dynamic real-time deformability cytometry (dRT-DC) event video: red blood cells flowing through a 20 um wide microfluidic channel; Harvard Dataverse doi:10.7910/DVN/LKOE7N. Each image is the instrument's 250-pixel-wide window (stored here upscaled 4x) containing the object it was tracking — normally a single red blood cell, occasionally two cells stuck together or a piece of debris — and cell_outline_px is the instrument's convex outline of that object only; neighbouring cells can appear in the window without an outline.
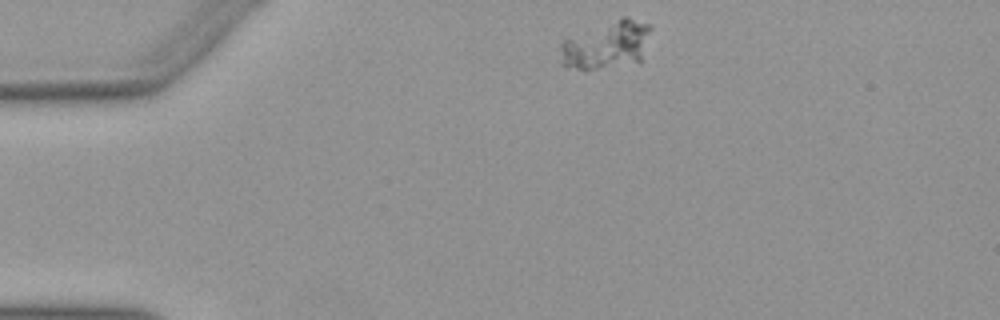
{"species": "Egyptian fruit bat (a non-hibernating species)", "species_latin": "Rousettus aegyptiacus", "temperature_condition": "warm", "stored_images_in_passage": 45, "camera_frame_rate_fps": 3000, "um_per_image_px": 0.085, "animal": {"sex": "female"}, "frame": {"image": 1, "passage_image": 1, "time_ms": 0.0, "image_size_px": [1000, 320], "cell_outline_px": [[652, 28], [640, 60], [596, 68], [576, 68], [560, 64], [560, 44], [564, 40], [624, 16], [628, 16], [652, 24]], "centroid_in_image_um": [51.58, 3.78], "position_along_channel_um": 33.4, "area_um2": 24.33}}
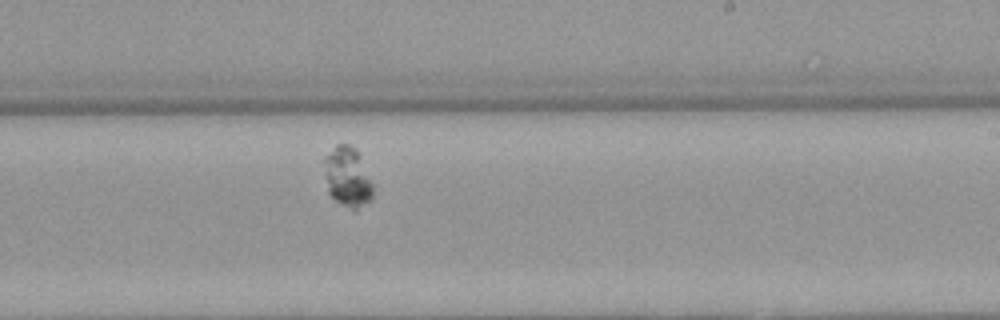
{"frame": {"image": 2, "passage_image": 24, "time_ms": 7.667, "image_size_px": [1000, 320], "cell_outline_px": [[372, 200], [356, 212], [352, 212], [336, 200], [328, 192], [324, 160], [336, 144], [348, 144], [356, 148], [360, 152], [372, 184]], "centroid_in_image_um": [29.59, 15.08], "position_along_channel_um": 259.4, "area_um2": 17.17}}
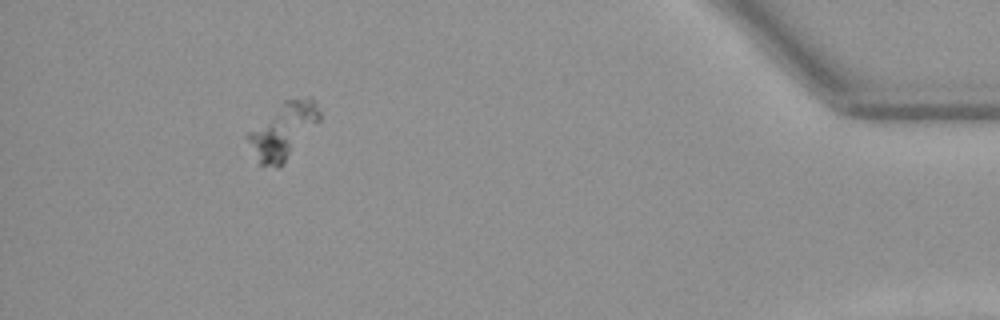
{"frame": {"image": 3, "passage_image": 41, "time_ms": 13.333, "image_size_px": [1000, 320], "cell_outline_px": [[320, 120], [280, 168], [276, 168], [260, 164], [244, 136], [244, 132], [284, 100], [308, 96], [312, 96], [316, 100], [320, 112]], "centroid_in_image_um": [24.04, 11.08], "position_along_channel_um": 411.2, "area_um2": 23.81}}